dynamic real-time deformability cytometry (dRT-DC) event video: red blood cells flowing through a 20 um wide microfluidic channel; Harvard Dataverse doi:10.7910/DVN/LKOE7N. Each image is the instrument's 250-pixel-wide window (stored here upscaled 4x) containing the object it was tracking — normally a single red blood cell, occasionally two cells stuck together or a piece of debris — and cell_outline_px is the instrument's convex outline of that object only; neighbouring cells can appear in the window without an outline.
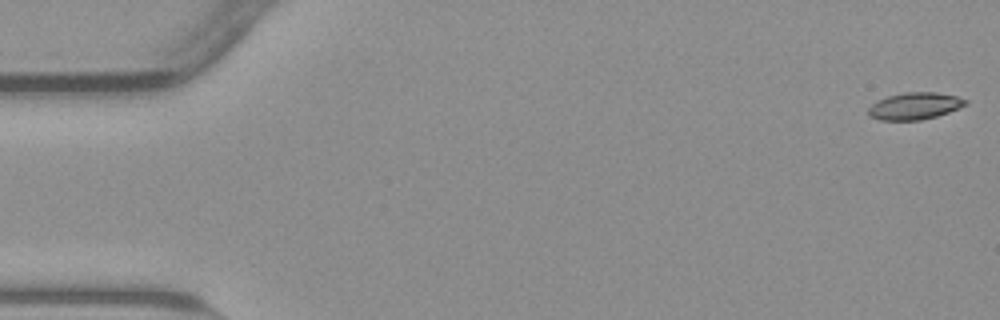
{"species": "common noctule bat (a hibernating species)", "species_latin": "Nyctalus noctula", "temperature_condition": "warm", "stored_images_in_passage": 54, "camera_frame_rate_fps": 3000, "um_per_image_px": 0.085, "animal": {"sex": "male", "body_mass_g": 23.1, "forearm_length_mm": 52.7}, "frame": {"image": 1, "passage_image": 1, "time_ms": 0.0, "image_size_px": [1000, 320], "cell_outline_px": [[968, 104], [948, 112], [936, 116], [920, 120], [880, 120], [868, 116], [868, 108], [876, 100], [888, 96], [904, 92], [936, 92], [956, 96], [968, 100]], "centroid_in_image_um": [77.73, 9.0], "position_along_channel_um": 7.3, "area_um2": 15.32}}
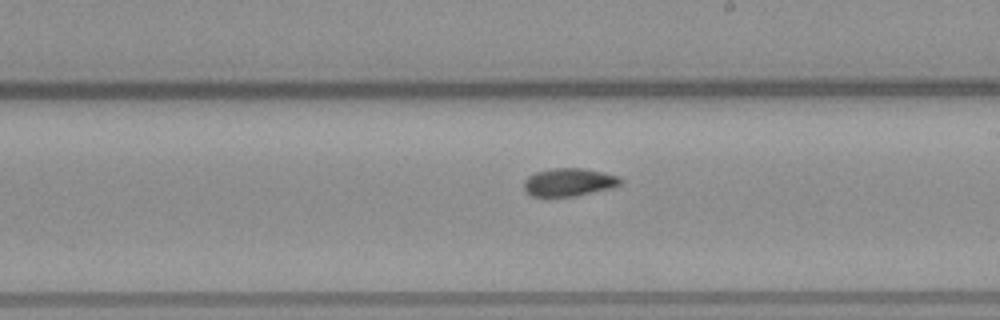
{"frame": {"image": 2, "passage_image": 31, "time_ms": 10.0, "image_size_px": [1000, 320], "cell_outline_px": [[624, 180], [620, 184], [612, 188], [576, 196], [532, 196], [524, 188], [524, 180], [528, 176], [536, 172], [552, 168], [584, 168], [620, 176]], "centroid_in_image_um": [48.4, 15.48], "position_along_channel_um": 240.6, "area_um2": 15.78}}
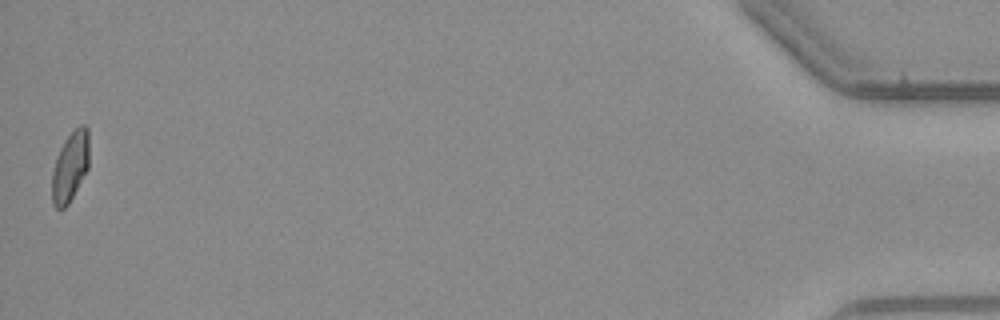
{"frame": {"image": 3, "passage_image": 54, "time_ms": 17.667, "image_size_px": [1000, 320], "cell_outline_px": [[88, 168], [68, 204], [64, 208], [56, 208], [52, 204], [52, 172], [56, 156], [64, 140], [80, 124], [84, 124], [88, 128]], "centroid_in_image_um": [5.95, 14.15], "position_along_channel_um": 429.3, "area_um2": 15.03}, "authors_computed_cell_mechanics": {"area_um2": 15.7216, "velocity_mm_per_s": 3.8159, "shape_relaxation_time_tau1_ms": null, "shape_relaxation_time_tau2_ms": 3.2021, "deformation_change_tau1": null, "deformation_change_tau2": 0.0758}}